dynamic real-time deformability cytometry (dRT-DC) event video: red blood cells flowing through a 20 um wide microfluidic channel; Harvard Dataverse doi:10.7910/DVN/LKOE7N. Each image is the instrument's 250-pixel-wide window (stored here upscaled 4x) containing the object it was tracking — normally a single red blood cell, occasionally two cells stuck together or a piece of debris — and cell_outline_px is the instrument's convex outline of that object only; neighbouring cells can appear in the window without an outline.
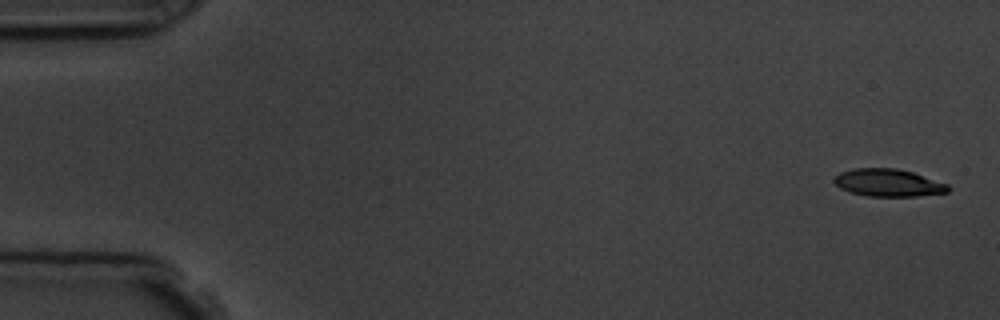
{"species": "common noctule bat (a hibernating species)", "species_latin": "Nyctalus noctula", "temperature_condition": "room temperature", "stored_images_in_passage": 4, "camera_frame_rate_fps": 3000, "um_per_image_px": 0.085, "animal": {"sex": "male", "body_mass_g": 19.5, "forearm_length_mm": 54.6}, "frame": {"image": 1, "passage_image": 1, "time_ms": 0.0, "image_size_px": [1000, 320], "cell_outline_px": [[948, 192], [916, 196], [868, 196], [848, 192], [840, 188], [832, 180], [840, 172], [856, 168], [896, 168], [912, 172], [948, 184]], "centroid_in_image_um": [75.47, 15.53], "position_along_channel_um": 9.5, "area_um2": 18.15}}
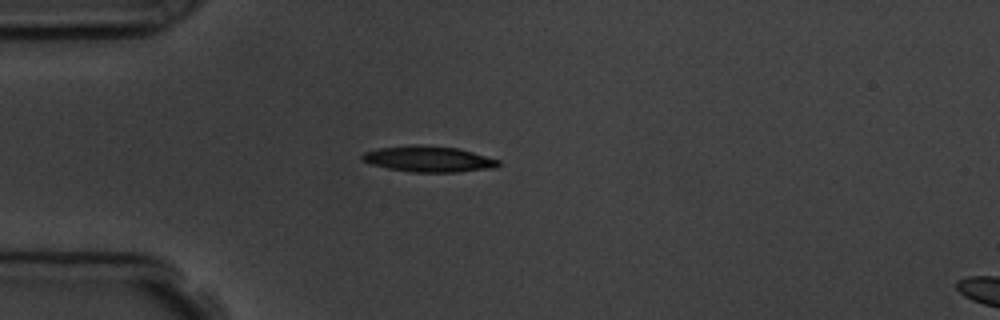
{"frame": {"image": 2, "passage_image": 4, "time_ms": 4.333, "image_size_px": [1000, 320], "cell_outline_px": [[500, 164], [496, 168], [456, 172], [412, 172], [388, 168], [372, 164], [360, 160], [360, 156], [364, 152], [376, 148], [416, 144], [420, 144], [456, 148], [472, 152], [500, 160]], "centroid_in_image_um": [36.4, 13.51], "position_along_channel_um": 48.6, "area_um2": 20.63}}